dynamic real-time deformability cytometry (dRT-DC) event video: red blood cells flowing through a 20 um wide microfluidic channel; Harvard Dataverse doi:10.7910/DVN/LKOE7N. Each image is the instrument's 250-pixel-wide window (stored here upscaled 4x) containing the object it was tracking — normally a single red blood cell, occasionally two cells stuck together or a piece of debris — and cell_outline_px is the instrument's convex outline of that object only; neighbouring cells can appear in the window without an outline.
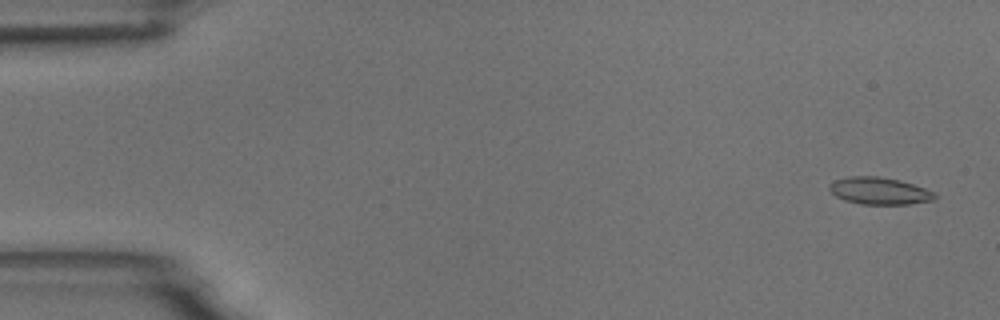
{"species": "common noctule bat (a hibernating species)", "species_latin": "Nyctalus noctula", "temperature_condition": "room temperature", "stored_images_in_passage": 4, "camera_frame_rate_fps": 3000, "um_per_image_px": 0.085, "animal": {"sex": "male", "body_mass_g": 18.8}, "frame": {"image": 1, "passage_image": 1, "time_ms": 0.0, "image_size_px": [1000, 320], "cell_outline_px": [[936, 200], [908, 204], [860, 204], [844, 200], [836, 196], [828, 188], [828, 184], [836, 180], [848, 176], [880, 176], [900, 180], [936, 192]], "centroid_in_image_um": [74.76, 16.22], "position_along_channel_um": 10.2, "area_um2": 16.76}}